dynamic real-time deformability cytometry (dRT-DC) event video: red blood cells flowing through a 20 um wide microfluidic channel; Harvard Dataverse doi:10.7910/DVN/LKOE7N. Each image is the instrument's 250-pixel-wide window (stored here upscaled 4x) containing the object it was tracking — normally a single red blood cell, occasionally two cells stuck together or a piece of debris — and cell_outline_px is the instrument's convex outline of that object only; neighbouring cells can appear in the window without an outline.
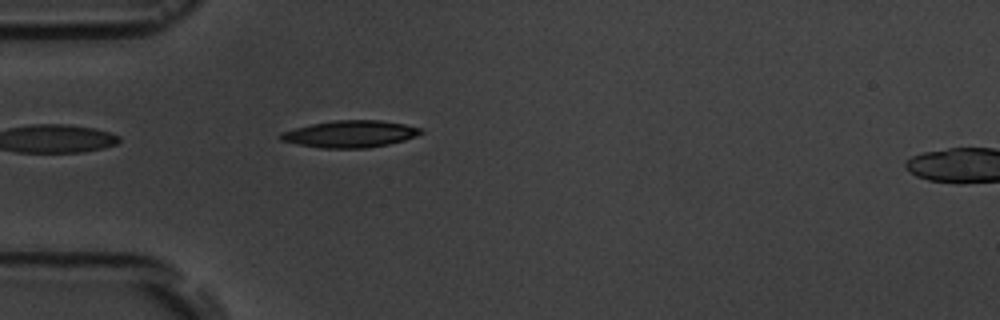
{"species": "common noctule bat (a hibernating species)", "species_latin": "Nyctalus noctula", "temperature_condition": "room temperature", "stored_images_in_passage": 1, "camera_frame_rate_fps": 3000, "um_per_image_px": 0.085, "animal": {"sex": "male", "body_mass_g": 19.5, "forearm_length_mm": 54.6}, "frame": {"image": 1, "passage_image": 1, "time_ms": 0.0, "image_size_px": [1000, 320], "cell_outline_px": [[424, 132], [416, 136], [404, 140], [388, 144], [368, 148], [320, 148], [296, 144], [280, 140], [280, 132], [312, 124], [336, 120], [380, 120], [404, 124], [424, 128]], "centroid_in_image_um": [29.79, 11.39], "position_along_channel_um": 55.2, "area_um2": 22.02}}